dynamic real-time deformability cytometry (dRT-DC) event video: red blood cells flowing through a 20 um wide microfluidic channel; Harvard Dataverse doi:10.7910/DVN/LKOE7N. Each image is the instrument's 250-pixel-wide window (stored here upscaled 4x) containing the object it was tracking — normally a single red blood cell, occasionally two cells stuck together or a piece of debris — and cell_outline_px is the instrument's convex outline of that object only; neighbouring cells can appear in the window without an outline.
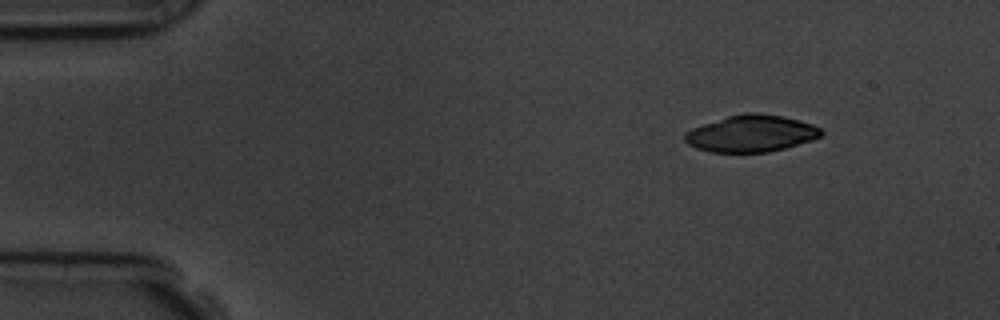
{"species": "common noctule bat (a hibernating species)", "species_latin": "Nyctalus noctula", "temperature_condition": "room temperature", "stored_images_in_passage": 50, "camera_frame_rate_fps": 3000, "um_per_image_px": 0.085, "animal": {"sex": "male", "body_mass_g": 19.5, "forearm_length_mm": 54.6}, "frame": {"image": 1, "passage_image": 1, "time_ms": 0.0, "image_size_px": [1000, 320], "cell_outline_px": [[824, 132], [820, 136], [812, 140], [784, 148], [768, 152], [708, 152], [696, 148], [688, 144], [684, 140], [684, 132], [692, 128], [728, 116], [744, 112], [756, 112], [784, 116], [800, 120], [812, 124], [820, 128]], "centroid_in_image_um": [63.84, 11.34], "position_along_channel_um": 21.2, "area_um2": 29.3}}